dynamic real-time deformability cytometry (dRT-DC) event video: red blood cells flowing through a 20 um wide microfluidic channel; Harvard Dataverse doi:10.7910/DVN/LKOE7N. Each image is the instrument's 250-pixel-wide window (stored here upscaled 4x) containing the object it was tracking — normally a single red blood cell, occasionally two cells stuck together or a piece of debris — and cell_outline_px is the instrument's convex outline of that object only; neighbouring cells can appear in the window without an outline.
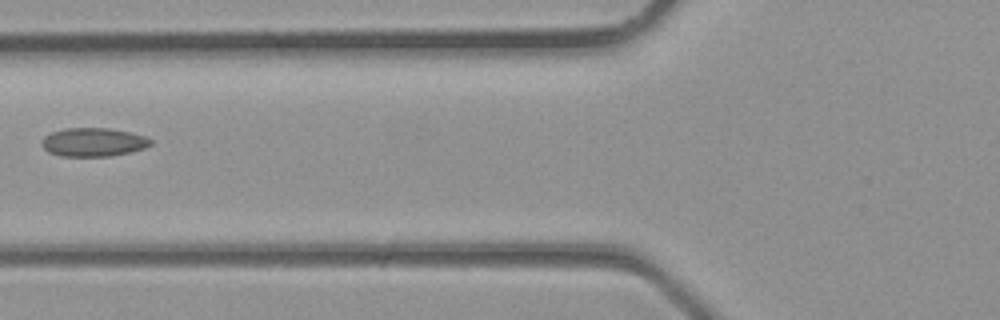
{"species": "common noctule bat (a hibernating species)", "species_latin": "Nyctalus noctula", "temperature_condition": "room temperature", "stored_images_in_passage": 5, "camera_frame_rate_fps": 3000, "um_per_image_px": 0.085, "animal": {"sex": "male", "body_mass_g": 23.1, "forearm_length_mm": 52.7}, "frame": {"image": 1, "passage_image": 5, "time_ms": 1.333, "image_size_px": [1000, 320], "cell_outline_px": [[152, 144], [144, 148], [128, 152], [108, 156], [60, 156], [48, 152], [40, 144], [40, 140], [44, 136], [52, 132], [64, 128], [108, 128], [132, 132], [144, 136], [152, 140]], "centroid_in_image_um": [7.9, 12.07], "position_along_channel_um": 117.9, "area_um2": 18.21}}